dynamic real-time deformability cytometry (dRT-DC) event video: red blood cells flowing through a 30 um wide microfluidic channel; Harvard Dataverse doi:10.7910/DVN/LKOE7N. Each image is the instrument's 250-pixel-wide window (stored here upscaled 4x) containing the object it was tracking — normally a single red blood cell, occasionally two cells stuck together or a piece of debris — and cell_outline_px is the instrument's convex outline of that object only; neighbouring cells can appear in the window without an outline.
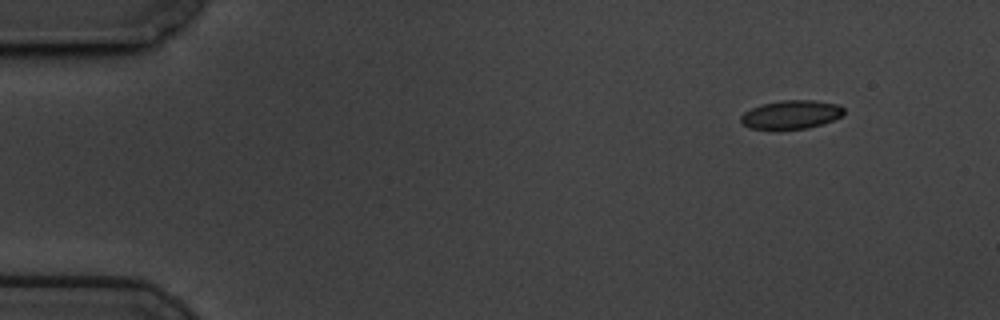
{"species": "common noctule bat (a hibernating species)", "species_latin": "Nyctalus noctula", "temperature_condition": "cold", "stored_images_in_passage": 54, "camera_frame_rate_fps": 3000, "um_per_image_px": 0.085, "animal": {"sex": "male", "body_mass_g": 19.5, "forearm_length_mm": 54.6}, "frame": {"image": 1, "passage_image": 1, "time_ms": 0.0, "image_size_px": [1000, 320], "cell_outline_px": [[844, 112], [840, 116], [832, 120], [808, 128], [748, 128], [740, 120], [740, 116], [744, 112], [760, 104], [780, 100], [812, 100], [840, 104], [844, 108]], "centroid_in_image_um": [67.24, 9.71], "position_along_channel_um": 17.8, "area_um2": 16.94}}
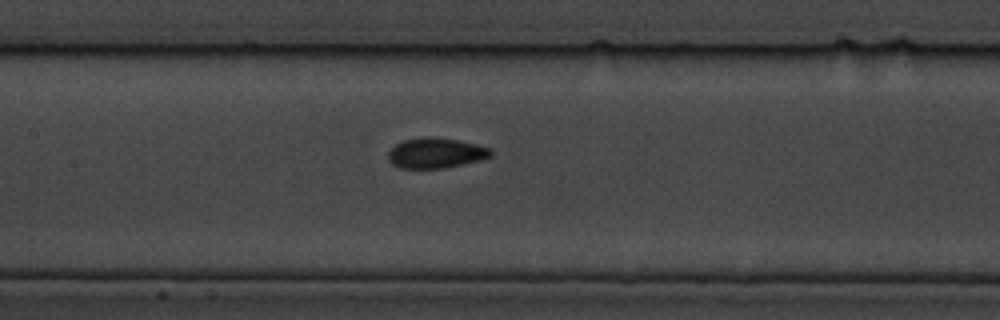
{"frame": {"image": 2, "passage_image": 23, "time_ms": 7.333, "image_size_px": [1000, 320], "cell_outline_px": [[492, 156], [480, 160], [444, 168], [400, 168], [392, 164], [388, 160], [388, 152], [396, 144], [404, 140], [424, 136], [428, 136], [456, 140], [476, 144], [492, 148]], "centroid_in_image_um": [37.04, 13.0], "position_along_channel_um": 170.4, "area_um2": 18.09}}
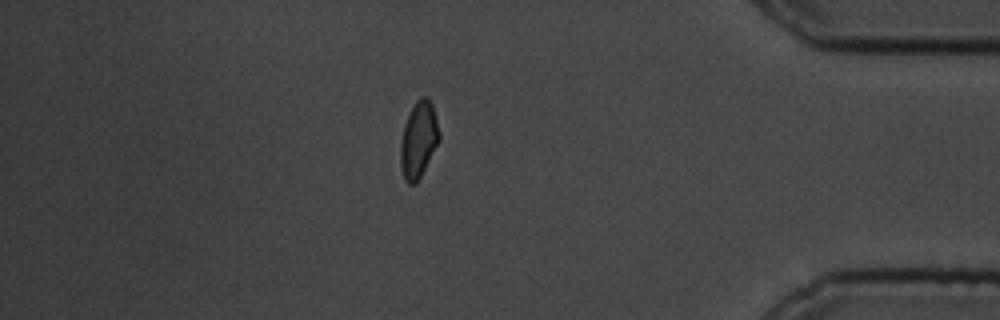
{"frame": {"image": 3, "passage_image": 46, "time_ms": 15.0, "image_size_px": [1000, 320], "cell_outline_px": [[440, 140], [416, 184], [408, 184], [404, 180], [400, 164], [400, 144], [404, 124], [416, 100], [420, 96], [428, 96], [432, 104], [440, 132]], "centroid_in_image_um": [35.58, 11.87], "position_along_channel_um": 399.6, "area_um2": 17.28}, "authors_computed_cell_mechanics": {"area_um2": 17.5134, "velocity_mm_per_s": 3.4307, "shape_relaxation_time_tau1_ms": 3.6105, "shape_relaxation_time_tau2_ms": 1.0539, "deformation_change_tau1": 0.0841, "deformation_change_tau2": 0.0419}}